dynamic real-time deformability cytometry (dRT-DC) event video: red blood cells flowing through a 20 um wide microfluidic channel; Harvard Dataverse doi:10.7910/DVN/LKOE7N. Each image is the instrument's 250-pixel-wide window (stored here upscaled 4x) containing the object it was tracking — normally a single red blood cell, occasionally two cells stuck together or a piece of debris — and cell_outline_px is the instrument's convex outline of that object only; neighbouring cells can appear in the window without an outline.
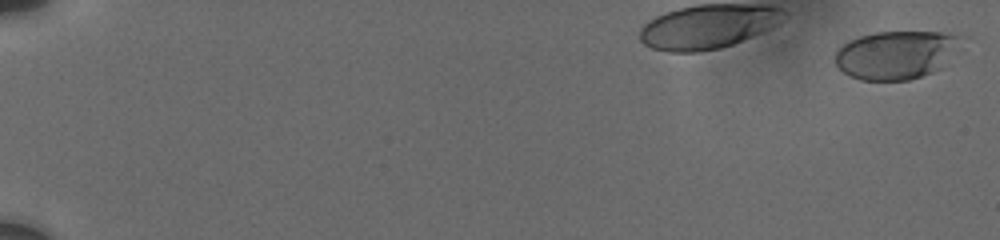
{"species": "human", "species_latin": "Homo sapiens", "temperature_condition": "cold", "stored_images_in_passage": 43, "camera_frame_rate_fps": 3000, "um_per_image_px": 0.085, "donor": {"sex": "male"}, "frame": {"image": 1, "passage_image": 2, "time_ms": 0.333, "image_size_px": [1000, 240], "cell_outline_px": [[968, 36], [940, 68], [932, 72], [908, 80], [860, 80], [848, 76], [836, 64], [836, 52], [848, 40], [860, 36], [876, 32], [940, 32]], "centroid_in_image_um": [76.19, 4.64], "position_along_channel_um": 8.8, "area_um2": 35.43}}
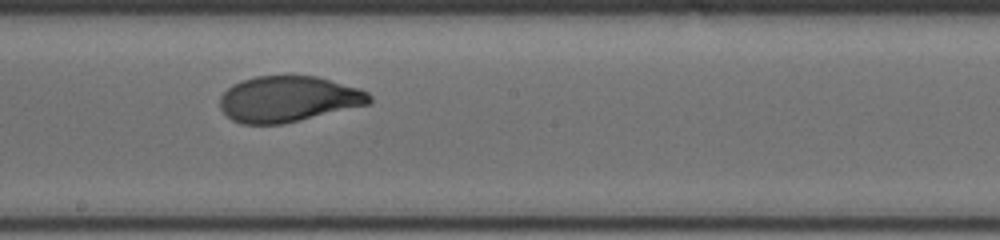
{"frame": {"image": 2, "passage_image": 32, "time_ms": 9.0, "image_size_px": [1000, 240], "cell_outline_px": [[372, 100], [368, 104], [300, 120], [280, 124], [240, 124], [232, 120], [220, 108], [220, 96], [232, 84], [240, 80], [256, 76], [316, 76], [360, 88], [368, 92], [372, 96]], "centroid_in_image_um": [24.49, 8.41], "position_along_channel_um": 223.7, "area_um2": 39.88}}
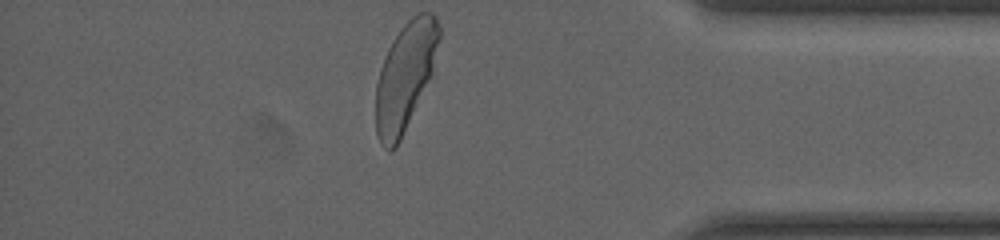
{"frame": {"image": 3, "passage_image": 43, "time_ms": 14.333, "image_size_px": [1000, 240], "cell_outline_px": [[440, 40], [432, 72], [400, 140], [396, 148], [388, 152], [380, 144], [376, 132], [376, 84], [380, 68], [388, 48], [392, 40], [400, 28], [416, 12], [432, 12], [436, 16], [440, 24]], "centroid_in_image_um": [34.43, 6.45], "position_along_channel_um": 400.8, "area_um2": 39.65}, "authors_computed_cell_mechanics": {"area_um2": 39.7664, "velocity_mm_per_s": 3.721, "shape_relaxation_time_tau1_ms": 3.7136, "shape_relaxation_time_tau2_ms": null, "deformation_change_tau1": 0.1685, "deformation_change_tau2": null}}